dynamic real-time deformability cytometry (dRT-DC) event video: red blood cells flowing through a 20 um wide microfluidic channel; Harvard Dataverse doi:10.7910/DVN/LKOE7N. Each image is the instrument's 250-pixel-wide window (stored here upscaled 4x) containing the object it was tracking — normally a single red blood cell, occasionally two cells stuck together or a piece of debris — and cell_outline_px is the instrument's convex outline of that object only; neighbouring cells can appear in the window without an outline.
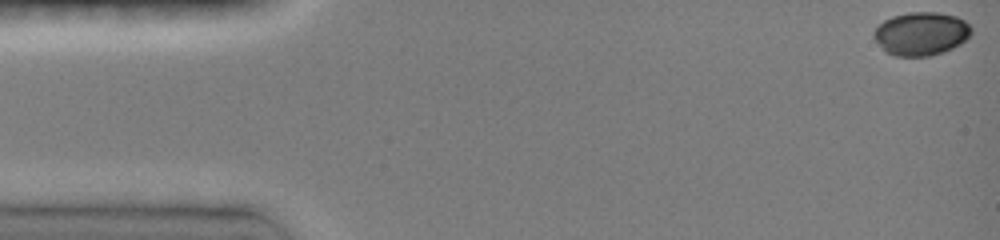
{"species": "common noctule bat (a hibernating species)", "species_latin": "Nyctalus noctula", "temperature_condition": "room temperature", "stored_images_in_passage": 28, "camera_frame_rate_fps": 3000, "um_per_image_px": 0.085, "animal": {"sex": "female", "body_mass_g": 19.0, "forearm_length_mm": 51.5}, "frame": {"image": 1, "passage_image": 1, "time_ms": 0.0, "image_size_px": [1000, 240], "cell_outline_px": [[972, 32], [960, 44], [944, 52], [928, 56], [896, 56], [884, 52], [876, 40], [872, 32], [884, 20], [892, 16], [908, 12], [936, 12], [956, 16], [964, 20], [972, 28]], "centroid_in_image_um": [78.28, 2.86], "position_along_channel_um": 6.7, "area_um2": 24.62}}
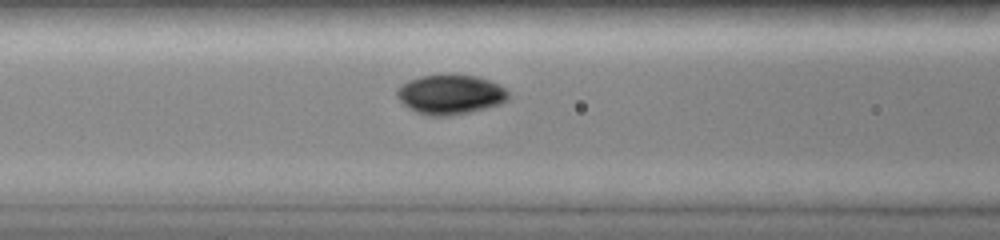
{"frame": {"image": 2, "passage_image": 14, "time_ms": 6.0, "image_size_px": [1000, 240], "cell_outline_px": [[508, 100], [500, 104], [452, 116], [428, 116], [416, 112], [408, 108], [396, 96], [396, 92], [400, 84], [408, 80], [420, 76], [440, 72], [456, 72], [480, 76], [500, 84], [508, 92]], "centroid_in_image_um": [38.27, 7.97], "position_along_channel_um": 128.3, "area_um2": 26.7}}
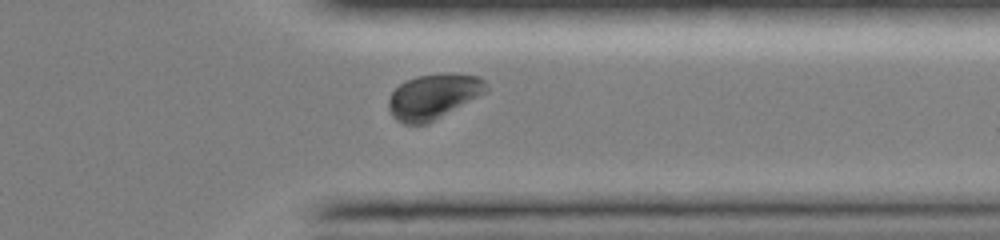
{"frame": {"image": 3, "passage_image": 25, "time_ms": 12.0, "image_size_px": [1000, 240], "cell_outline_px": [[488, 92], [428, 124], [404, 124], [396, 120], [392, 116], [388, 108], [388, 100], [392, 92], [400, 84], [416, 76], [480, 76], [488, 84]], "centroid_in_image_um": [36.83, 8.26], "position_along_channel_um": 374.6, "area_um2": 25.14}, "authors_computed_cell_mechanics": {"area_um2": 25.2297, "velocity_mm_per_s": 4.0998, "shape_relaxation_time_tau1_ms": 1.7563, "shape_relaxation_time_tau2_ms": 4.9716, "deformation_change_tau1": 0.0967, "deformation_change_tau2": 0.0456}}